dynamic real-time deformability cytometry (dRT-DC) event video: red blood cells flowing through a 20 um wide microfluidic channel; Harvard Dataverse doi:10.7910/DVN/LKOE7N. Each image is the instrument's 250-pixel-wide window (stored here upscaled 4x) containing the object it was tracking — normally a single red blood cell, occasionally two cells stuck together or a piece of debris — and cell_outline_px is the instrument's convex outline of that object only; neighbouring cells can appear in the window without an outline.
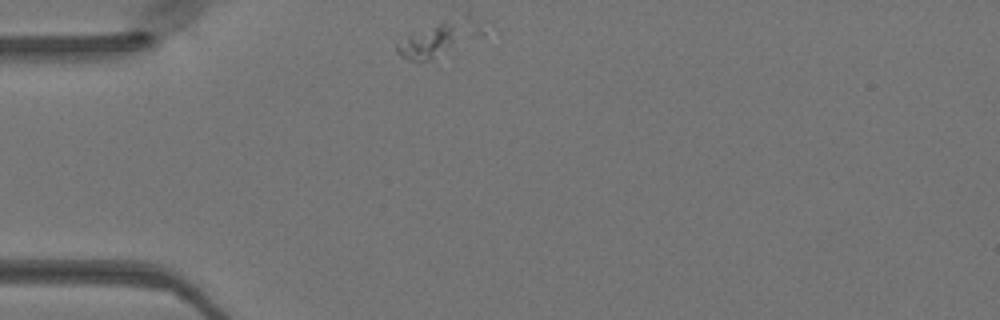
{"species": "Egyptian fruit bat (a non-hibernating species)", "species_latin": "Rousettus aegyptiacus", "temperature_condition": "warm", "stored_images_in_passage": 39, "camera_frame_rate_fps": 3000, "um_per_image_px": 0.085, "animal": {"sex": "female"}, "frame": {"image": 1, "passage_image": 1, "time_ms": 0.0, "image_size_px": [1000, 320], "cell_outline_px": [[460, 32], [444, 56], [432, 60], [408, 60], [400, 56], [396, 52], [396, 44], [408, 36], [444, 20]], "centroid_in_image_um": [36.39, 3.63], "position_along_channel_um": 48.6, "area_um2": 11.68}}
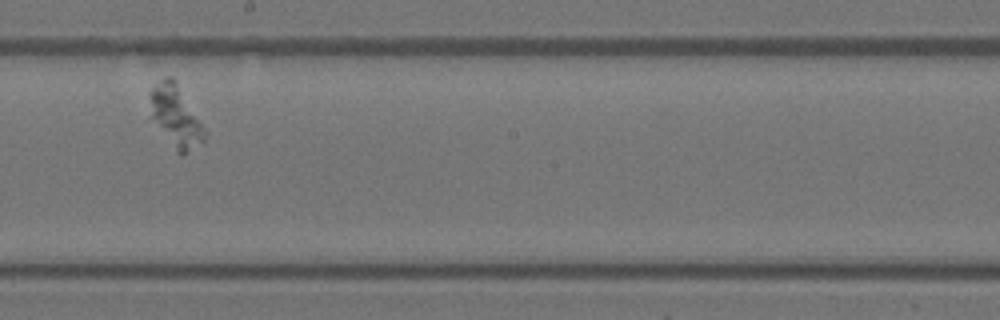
{"frame": {"image": 2, "passage_image": 17, "time_ms": 5.333, "image_size_px": [1000, 320], "cell_outline_px": [[204, 144], [180, 156], [176, 152], [152, 116], [148, 92], [160, 80], [168, 76], [172, 76], [176, 80], [204, 128]], "centroid_in_image_um": [14.94, 9.87], "position_along_channel_um": 233.3, "area_um2": 19.25}}
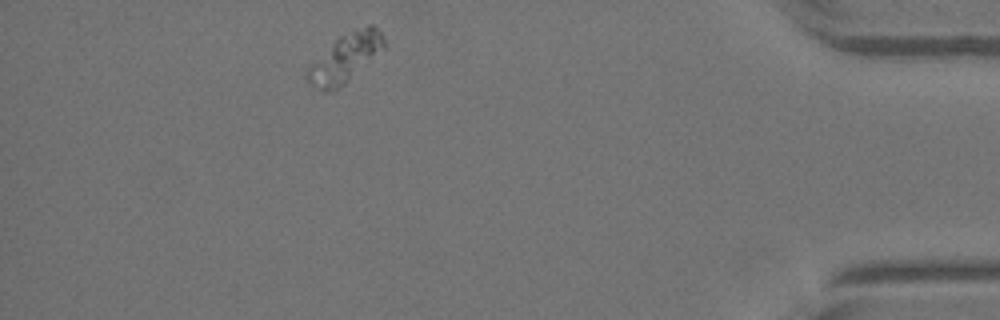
{"frame": {"image": 3, "passage_image": 34, "time_ms": 11.0, "image_size_px": [1000, 320], "cell_outline_px": [[384, 48], [336, 92], [320, 92], [312, 88], [304, 76], [308, 68], [340, 36], [368, 24], [372, 24], [384, 36]], "centroid_in_image_um": [29.31, 5.0], "position_along_channel_um": 405.9, "area_um2": 21.39}}